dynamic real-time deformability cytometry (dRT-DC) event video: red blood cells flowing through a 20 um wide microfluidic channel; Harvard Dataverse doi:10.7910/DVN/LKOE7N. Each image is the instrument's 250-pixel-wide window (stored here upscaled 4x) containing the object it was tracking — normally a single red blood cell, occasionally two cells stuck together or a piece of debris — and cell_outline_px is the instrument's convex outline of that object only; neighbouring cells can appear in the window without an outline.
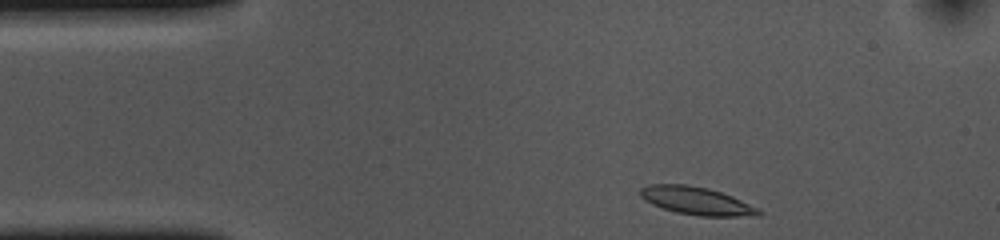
{"species": "common noctule bat (a hibernating species)", "species_latin": "Nyctalus noctula", "temperature_condition": "cold", "stored_images_in_passage": 37, "camera_frame_rate_fps": 3000, "um_per_image_px": 0.085, "animal": {"sex": "female", "body_mass_g": 10.0, "forearm_length_mm": 53.1}, "frame": {"image": 1, "passage_image": 1, "time_ms": 0.0, "image_size_px": [1000, 240], "cell_outline_px": [[764, 212], [760, 216], [700, 216], [676, 212], [652, 204], [644, 200], [640, 196], [640, 188], [648, 184], [688, 184], [708, 188], [732, 196], [760, 208]], "centroid_in_image_um": [59.24, 17.07], "position_along_channel_um": 25.8, "area_um2": 19.36}}
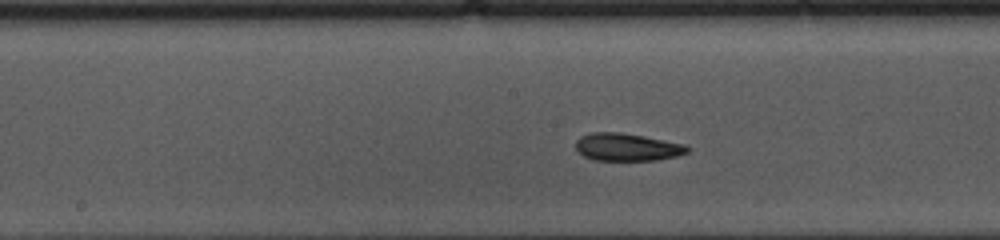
{"frame": {"image": 2, "passage_image": 19, "time_ms": 6.0, "image_size_px": [1000, 240], "cell_outline_px": [[688, 152], [676, 156], [656, 160], [592, 160], [576, 152], [576, 140], [580, 136], [592, 132], [620, 132], [644, 136], [684, 144], [688, 148]], "centroid_in_image_um": [53.24, 12.5], "position_along_channel_um": 195.0, "area_um2": 17.98}}
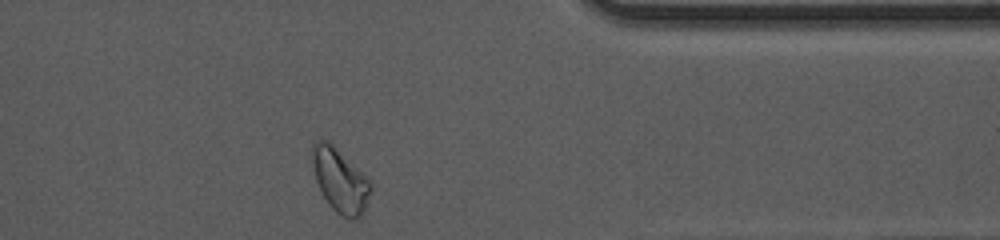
{"frame": {"image": 3, "passage_image": 36, "time_ms": 11.667, "image_size_px": [1000, 240], "cell_outline_px": [[372, 188], [364, 212], [360, 216], [352, 220], [348, 220], [340, 216], [328, 204], [316, 180], [312, 164], [312, 144], [316, 140], [328, 140], [372, 184]], "centroid_in_image_um": [28.89, 15.37], "position_along_channel_um": 382.5, "area_um2": 21.39}, "authors_computed_cell_mechanics": {"area_um2": 18.496, "velocity_mm_per_s": 3.6214, "shape_relaxation_time_tau1_ms": 3.7501, "shape_relaxation_time_tau2_ms": 2.692, "deformation_change_tau1": 0.116, "deformation_change_tau2": 0.0833}}